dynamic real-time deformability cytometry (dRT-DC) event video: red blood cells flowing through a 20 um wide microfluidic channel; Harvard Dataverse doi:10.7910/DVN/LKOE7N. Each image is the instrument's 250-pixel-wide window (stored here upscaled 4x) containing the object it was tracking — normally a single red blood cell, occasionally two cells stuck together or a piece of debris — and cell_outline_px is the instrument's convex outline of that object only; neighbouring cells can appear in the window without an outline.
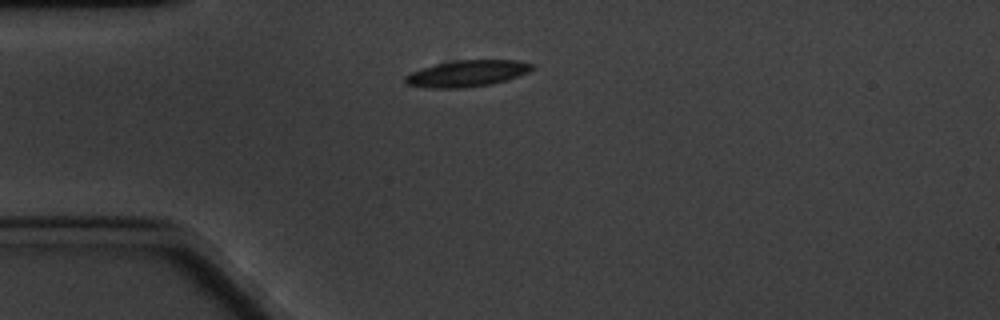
{"species": "common noctule bat (a hibernating species)", "species_latin": "Nyctalus noctula", "temperature_condition": "cold", "stored_images_in_passage": 47, "camera_frame_rate_fps": 3000, "um_per_image_px": 0.085, "animal": {"sex": "male", "body_mass_g": 20.1, "forearm_length_mm": 53.5}, "frame": {"image": 1, "passage_image": 1, "time_ms": 0.0, "image_size_px": [1000, 320], "cell_outline_px": [[532, 68], [528, 72], [492, 84], [468, 88], [428, 88], [408, 84], [404, 80], [404, 76], [412, 72], [436, 64], [456, 60], [516, 60], [532, 64]], "centroid_in_image_um": [39.67, 6.25], "position_along_channel_um": 45.3, "area_um2": 19.25}}
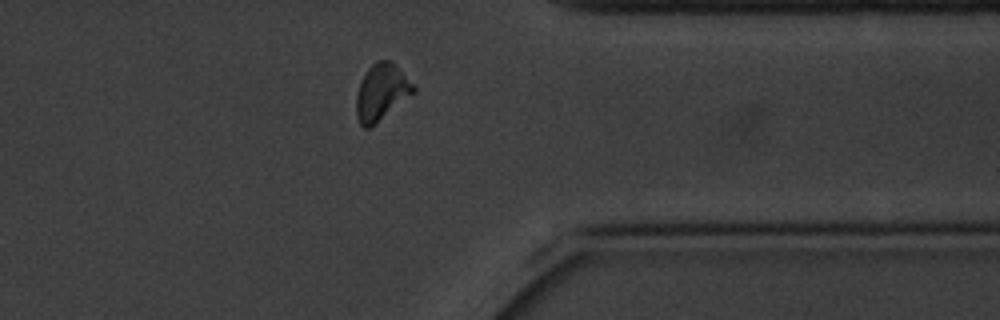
{"frame": {"image": 2, "passage_image": 34, "time_ms": 11.0, "image_size_px": [1000, 320], "cell_outline_px": [[416, 92], [368, 128], [364, 128], [360, 124], [356, 116], [356, 96], [360, 80], [368, 68], [376, 60], [392, 60], [396, 64], [416, 88]], "centroid_in_image_um": [32.41, 7.8], "position_along_channel_um": 379.0, "area_um2": 18.73}}
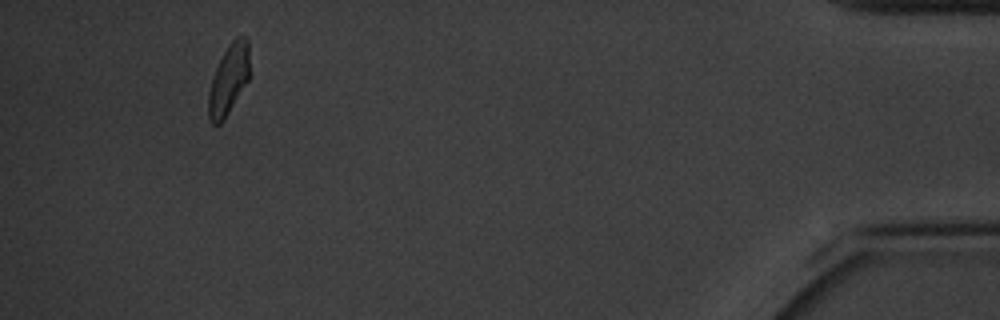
{"frame": {"image": 3, "passage_image": 43, "time_ms": 14.0, "image_size_px": [1000, 320], "cell_outline_px": [[248, 80], [224, 120], [220, 124], [212, 124], [208, 116], [208, 92], [212, 76], [224, 52], [232, 40], [236, 36], [248, 36]], "centroid_in_image_um": [19.42, 6.77], "position_along_channel_um": 415.8, "area_um2": 16.65}, "authors_computed_cell_mechanics": {"area_um2": 18.6116, "velocity_mm_per_s": 3.2451, "shape_relaxation_time_tau1_ms": 2.8968, "shape_relaxation_time_tau2_ms": 3.4786, "deformation_change_tau1": 0.1069, "deformation_change_tau2": 0.0843}}